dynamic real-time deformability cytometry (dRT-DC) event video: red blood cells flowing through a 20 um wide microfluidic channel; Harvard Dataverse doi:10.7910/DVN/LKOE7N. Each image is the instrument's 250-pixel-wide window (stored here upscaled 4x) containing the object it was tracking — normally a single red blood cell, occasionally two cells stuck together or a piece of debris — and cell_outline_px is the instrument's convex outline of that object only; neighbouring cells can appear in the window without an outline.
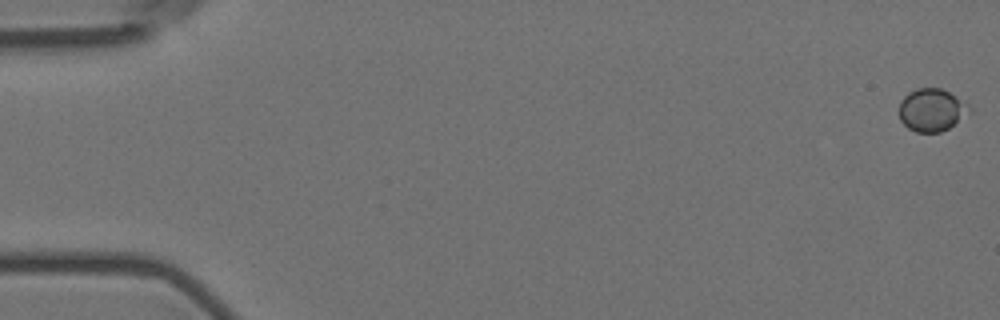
{"species": "Egyptian fruit bat (a non-hibernating species)", "species_latin": "Rousettus aegyptiacus", "temperature_condition": "room temperature", "stored_images_in_passage": 4, "camera_frame_rate_fps": 3000, "um_per_image_px": 0.085, "animal": {"sex": "female"}, "frame": {"image": 1, "passage_image": 1, "time_ms": 0.0, "image_size_px": [1000, 320], "cell_outline_px": [[972, 112], [948, 128], [940, 132], [916, 132], [908, 128], [900, 120], [900, 100], [908, 92], [916, 88], [940, 88], [948, 92], [968, 104], [972, 108]], "centroid_in_image_um": [79.2, 9.35], "position_along_channel_um": 5.8, "area_um2": 17.46}}